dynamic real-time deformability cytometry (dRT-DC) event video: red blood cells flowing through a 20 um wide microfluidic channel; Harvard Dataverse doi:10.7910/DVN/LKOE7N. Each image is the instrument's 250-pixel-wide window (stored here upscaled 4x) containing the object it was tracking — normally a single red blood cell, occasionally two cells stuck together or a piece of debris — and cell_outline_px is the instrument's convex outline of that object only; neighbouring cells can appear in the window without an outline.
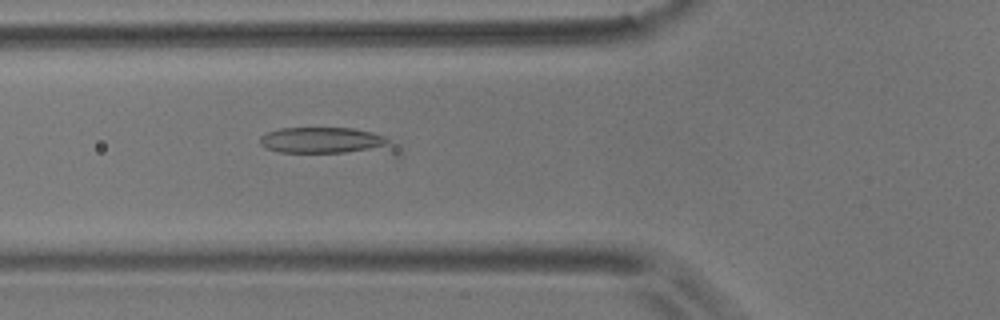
{"species": "common noctule bat (a hibernating species)", "species_latin": "Nyctalus noctula", "temperature_condition": "room temperature", "stored_images_in_passage": 8, "camera_frame_rate_fps": 3000, "um_per_image_px": 0.085, "animal": {"sex": "male", "body_mass_g": 17.9}, "frame": {"image": 1, "passage_image": 4, "time_ms": 1.0, "image_size_px": [1000, 320], "cell_outline_px": [[404, 156], [400, 160], [280, 152], [264, 148], [260, 144], [260, 136], [268, 132], [280, 128], [352, 128], [372, 132], [384, 136], [404, 148]], "centroid_in_image_um": [28.25, 12.14], "position_along_channel_um": 97.6, "area_um2": 24.85}}
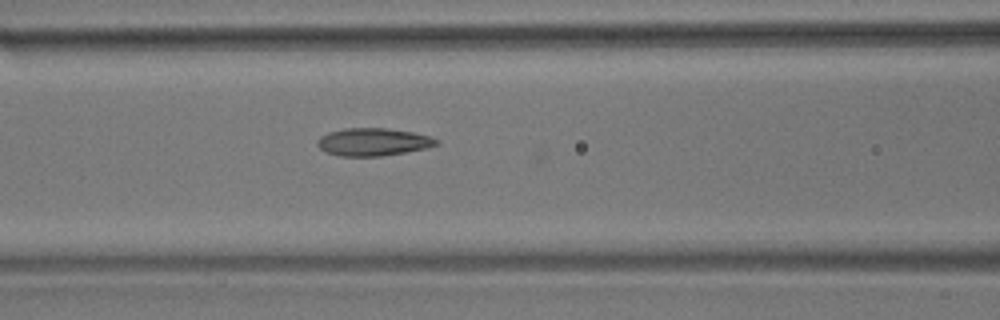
{"frame": {"image": 2, "passage_image": 7, "time_ms": 2.0, "image_size_px": [1000, 320], "cell_outline_px": [[440, 144], [428, 148], [380, 156], [340, 156], [324, 152], [316, 144], [316, 140], [320, 136], [328, 132], [344, 128], [388, 128], [412, 132], [428, 136], [440, 140]], "centroid_in_image_um": [31.7, 12.06], "position_along_channel_um": 134.9, "area_um2": 19.36}}